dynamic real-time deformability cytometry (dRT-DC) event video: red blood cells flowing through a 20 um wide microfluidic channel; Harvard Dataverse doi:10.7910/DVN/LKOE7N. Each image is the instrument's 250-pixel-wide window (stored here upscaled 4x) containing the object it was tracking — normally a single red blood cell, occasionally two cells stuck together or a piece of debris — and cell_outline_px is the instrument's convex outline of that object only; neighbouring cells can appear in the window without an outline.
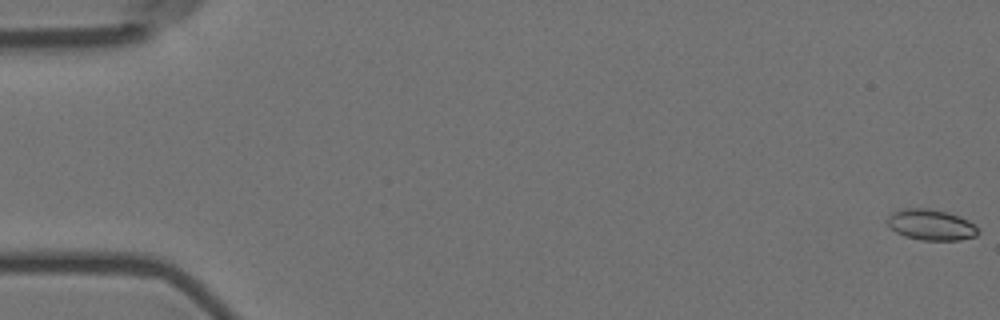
{"species": "Egyptian fruit bat (a non-hibernating species)", "species_latin": "Rousettus aegyptiacus", "temperature_condition": "room temperature", "stored_images_in_passage": 7, "camera_frame_rate_fps": 3000, "um_per_image_px": 0.085, "animal": {"sex": "female"}, "frame": {"image": 1, "passage_image": 1, "time_ms": 0.0, "image_size_px": [1000, 320], "cell_outline_px": [[980, 232], [976, 236], [960, 240], [920, 240], [904, 236], [896, 232], [888, 224], [888, 216], [892, 212], [904, 208], [928, 208], [948, 212], [960, 216], [976, 224]], "centroid_in_image_um": [79.18, 19.1], "position_along_channel_um": 5.8, "area_um2": 16.47}}
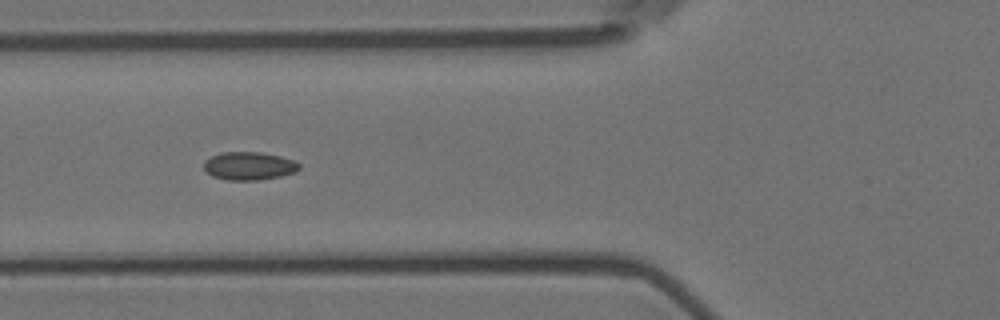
{"frame": {"image": 2, "passage_image": 7, "time_ms": 2.0, "image_size_px": [1000, 320], "cell_outline_px": [[300, 168], [296, 172], [280, 176], [260, 180], [228, 180], [212, 176], [204, 168], [204, 160], [212, 156], [224, 152], [260, 152], [280, 156], [292, 160], [300, 164]], "centroid_in_image_um": [21.18, 14.11], "position_along_channel_um": 104.6, "area_um2": 15.55}}